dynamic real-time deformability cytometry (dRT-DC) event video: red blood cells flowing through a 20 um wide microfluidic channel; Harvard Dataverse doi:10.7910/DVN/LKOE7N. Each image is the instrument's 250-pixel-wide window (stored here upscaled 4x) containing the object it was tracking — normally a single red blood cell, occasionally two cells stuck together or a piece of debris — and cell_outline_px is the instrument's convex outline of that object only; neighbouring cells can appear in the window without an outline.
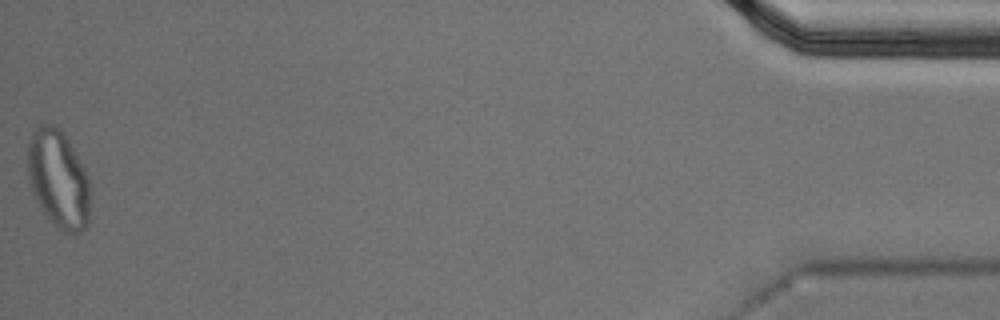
{"species": "Egyptian fruit bat (a non-hibernating species)", "species_latin": "Rousettus aegyptiacus", "temperature_condition": "cold", "stored_images_in_passage": 54, "segment_of_instrument_passage": [2, 2], "camera_frame_rate_fps": 3000, "um_per_image_px": 0.085, "animal": {"sex": "male"}, "frame": {"image": 1, "passage_image": 54, "time_ms": 17.667, "image_size_px": [1000, 320], "cell_outline_px": [[88, 228], [80, 232], [68, 232], [52, 224], [36, 200], [28, 184], [28, 144], [32, 132], [40, 124], [52, 124], [64, 132], [84, 168], [88, 176]], "centroid_in_image_um": [4.94, 15.2], "position_along_channel_um": 430.3, "area_um2": 35.49}}